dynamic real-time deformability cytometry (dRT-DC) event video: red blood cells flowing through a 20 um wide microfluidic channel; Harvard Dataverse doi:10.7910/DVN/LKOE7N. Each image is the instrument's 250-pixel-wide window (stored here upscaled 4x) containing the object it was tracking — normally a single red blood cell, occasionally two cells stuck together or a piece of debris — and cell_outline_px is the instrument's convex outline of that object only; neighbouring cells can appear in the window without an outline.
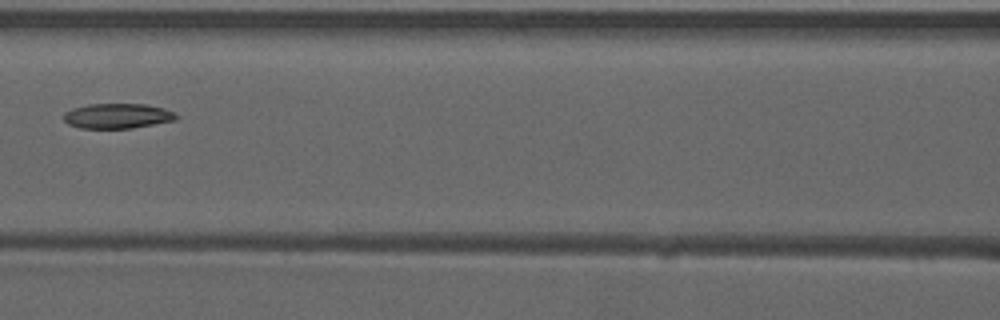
{"species": "common noctule bat (a hibernating species)", "species_latin": "Nyctalus noctula", "temperature_condition": "warm", "stored_images_in_passage": 6, "camera_frame_rate_fps": 3000, "um_per_image_px": 0.085, "animal": {"sex": "male", "forearm_length_mm": 52.5}, "frame": {"image": 1, "passage_image": 6, "time_ms": 1.667, "image_size_px": [1000, 320], "cell_outline_px": [[180, 116], [176, 120], [132, 128], [80, 128], [68, 124], [64, 120], [64, 112], [72, 108], [88, 104], [144, 104], [164, 108], [176, 112]], "centroid_in_image_um": [10.01, 9.85], "position_along_channel_um": 156.6, "area_um2": 16.53}}